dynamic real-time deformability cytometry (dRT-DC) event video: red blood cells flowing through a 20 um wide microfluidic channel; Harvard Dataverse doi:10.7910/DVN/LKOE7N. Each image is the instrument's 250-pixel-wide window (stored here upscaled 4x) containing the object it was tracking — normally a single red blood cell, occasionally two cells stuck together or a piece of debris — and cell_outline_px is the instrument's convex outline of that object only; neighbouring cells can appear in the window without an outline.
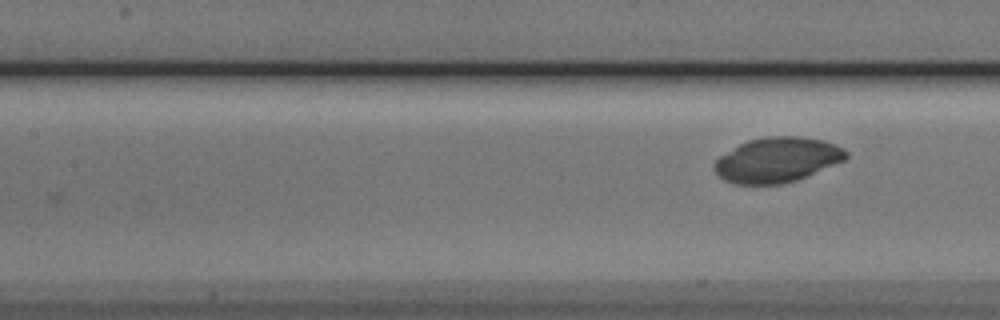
{"species": "Egyptian fruit bat (a non-hibernating species)", "species_latin": "Rousettus aegyptiacus", "temperature_condition": "cold", "stored_images_in_passage": 9, "camera_frame_rate_fps": 3000, "um_per_image_px": 0.085, "animal": {"sex": "male"}, "frame": {"image": 1, "passage_image": 9, "time_ms": 10.333, "image_size_px": [1000, 320], "cell_outline_px": [[848, 156], [844, 160], [808, 176], [796, 180], [780, 184], [736, 184], [724, 180], [712, 168], [712, 164], [720, 156], [740, 144], [748, 140], [764, 136], [800, 136], [824, 140], [844, 148], [848, 152]], "centroid_in_image_um": [66.06, 13.58], "position_along_channel_um": 141.3, "area_um2": 34.56}}